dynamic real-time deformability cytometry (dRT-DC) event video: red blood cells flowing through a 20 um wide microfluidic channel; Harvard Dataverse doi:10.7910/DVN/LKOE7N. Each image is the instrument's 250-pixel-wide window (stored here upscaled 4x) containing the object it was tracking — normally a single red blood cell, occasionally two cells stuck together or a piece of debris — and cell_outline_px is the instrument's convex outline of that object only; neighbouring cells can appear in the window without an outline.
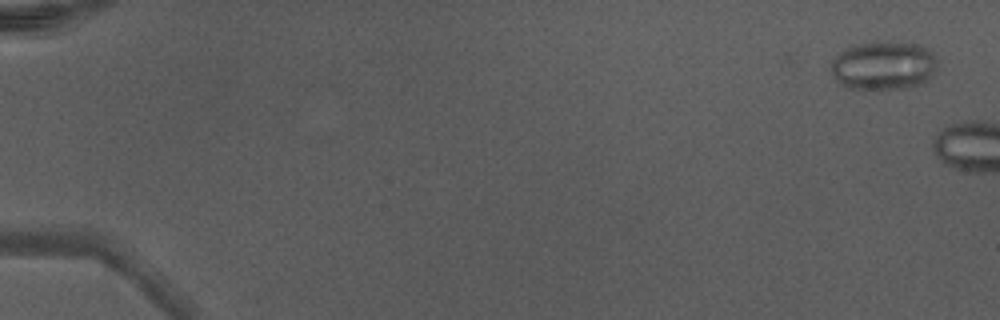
{"species": "Egyptian fruit bat (a non-hibernating species)", "species_latin": "Rousettus aegyptiacus", "temperature_condition": "warm", "stored_images_in_passage": 6, "camera_frame_rate_fps": 3000, "um_per_image_px": 0.085, "animal": {"sex": "male"}, "frame": {"image": 1, "passage_image": 2, "time_ms": 0.333, "image_size_px": [1000, 320], "cell_outline_px": [[936, 64], [932, 76], [928, 80], [920, 84], [904, 88], [844, 88], [832, 76], [828, 68], [832, 60], [840, 52], [856, 44], [872, 40], [888, 40], [920, 44], [928, 48], [936, 56]], "centroid_in_image_um": [75.08, 5.53], "position_along_channel_um": 9.9, "area_um2": 30.81}}